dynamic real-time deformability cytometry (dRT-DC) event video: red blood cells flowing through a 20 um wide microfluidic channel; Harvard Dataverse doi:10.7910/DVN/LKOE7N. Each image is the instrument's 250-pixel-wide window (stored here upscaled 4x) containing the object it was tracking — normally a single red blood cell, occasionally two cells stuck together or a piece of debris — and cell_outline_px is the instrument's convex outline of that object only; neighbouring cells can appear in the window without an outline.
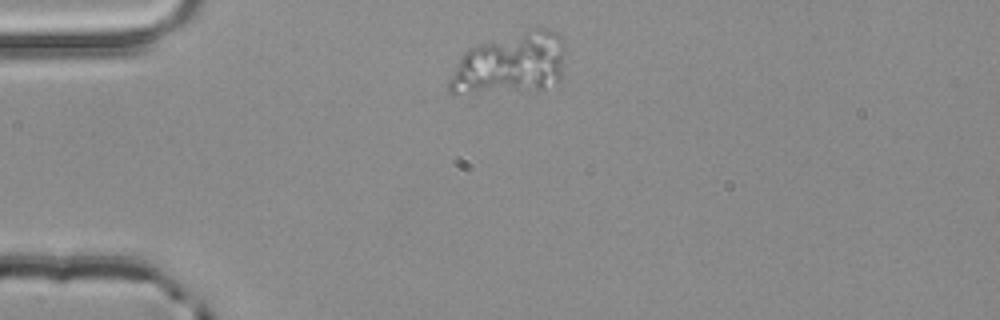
{"species": "common noctule bat (a hibernating species)", "species_latin": "Nyctalus noctula", "temperature_condition": "room temperature", "stored_images_in_passage": 2, "camera_frame_rate_fps": 3000, "um_per_image_px": 0.085, "animal": {"sex": "male", "body_mass_g": 20.4}, "frame": {"image": 1, "passage_image": 1, "time_ms": 0.0, "image_size_px": [1000, 320], "cell_outline_px": [[564, 76], [560, 80], [544, 88], [456, 92], [448, 92], [448, 80], [464, 52], [468, 48], [476, 44], [536, 28], [548, 28], [556, 32], [560, 36], [564, 44]], "centroid_in_image_um": [43.44, 5.36], "position_along_channel_um": 41.6, "area_um2": 40.86}}
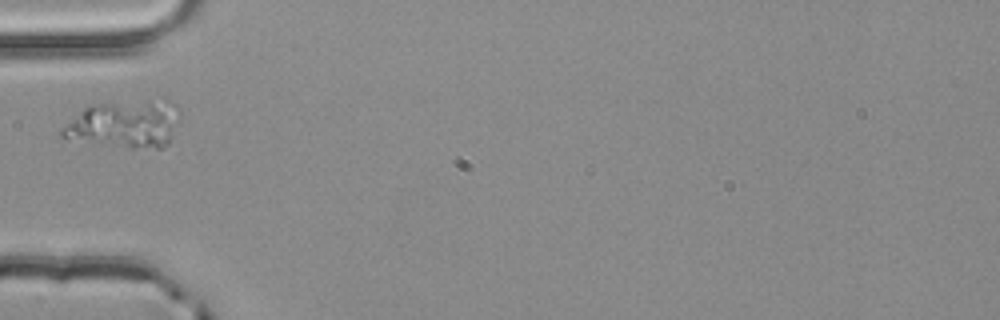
{"frame": {"image": 2, "passage_image": 2, "time_ms": 0.333, "image_size_px": [1000, 320], "cell_outline_px": [[180, 116], [168, 144], [164, 148], [132, 148], [60, 136], [60, 128], [84, 108], [104, 104], [160, 96], [164, 96], [176, 104], [180, 108]], "centroid_in_image_um": [10.75, 10.48], "position_along_channel_um": 74.3, "area_um2": 32.83}}